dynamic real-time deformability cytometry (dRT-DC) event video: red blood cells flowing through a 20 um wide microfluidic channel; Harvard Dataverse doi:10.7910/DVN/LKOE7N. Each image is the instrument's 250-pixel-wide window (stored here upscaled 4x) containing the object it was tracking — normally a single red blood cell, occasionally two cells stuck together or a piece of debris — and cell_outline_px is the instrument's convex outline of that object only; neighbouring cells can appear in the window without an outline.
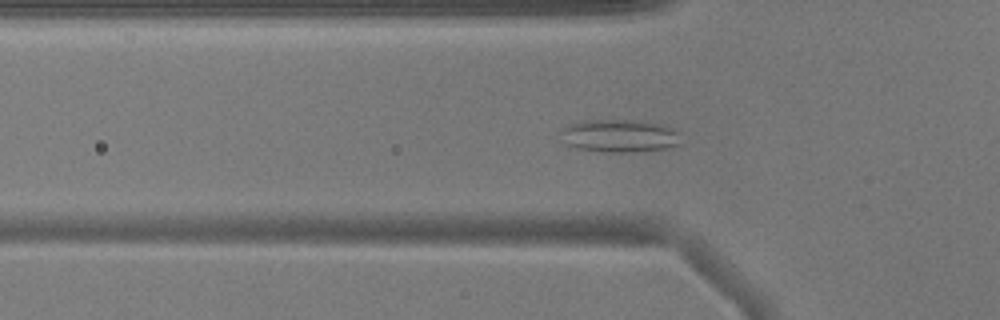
{"species": "common noctule bat (a hibernating species)", "species_latin": "Nyctalus noctula", "temperature_condition": "warm", "stored_images_in_passage": 53, "segment_of_instrument_passage": [1, 2], "camera_frame_rate_fps": 3000, "um_per_image_px": 0.085, "animal": {"sex": "male", "body_mass_g": 17.9}, "frame": {"image": 1, "passage_image": 17, "time_ms": 5.333, "image_size_px": [1000, 320], "cell_outline_px": [[684, 144], [668, 148], [632, 152], [608, 152], [580, 148], [564, 144], [556, 132], [560, 128], [568, 124], [584, 120], [644, 120], [664, 124], [680, 132]], "centroid_in_image_um": [52.68, 11.53], "position_along_channel_um": 73.1, "area_um2": 23.87}}
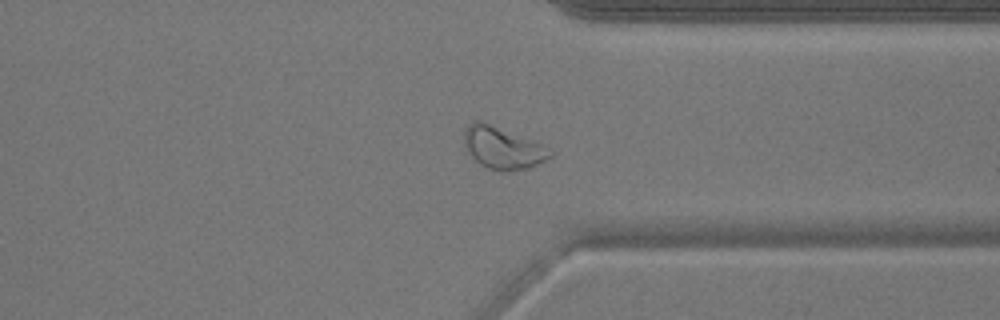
{"frame": {"image": 2, "passage_image": 40, "time_ms": 13.0, "image_size_px": [1000, 320], "cell_outline_px": [[552, 156], [528, 168], [504, 172], [488, 168], [480, 164], [472, 156], [464, 144], [464, 128], [468, 124], [476, 120], [488, 124], [540, 144], [552, 152]], "centroid_in_image_um": [42.68, 12.59], "position_along_channel_um": 368.7, "area_um2": 20.29}}
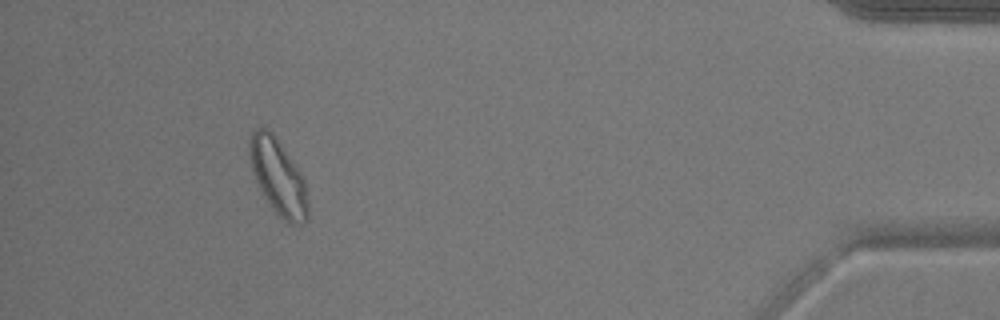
{"frame": {"image": 3, "passage_image": 48, "time_ms": 15.667, "image_size_px": [1000, 320], "cell_outline_px": [[308, 220], [300, 224], [288, 224], [272, 208], [264, 196], [256, 180], [252, 168], [248, 152], [248, 144], [252, 132], [256, 128], [268, 128], [276, 136], [300, 172], [304, 180], [308, 196]], "centroid_in_image_um": [23.65, 15.03], "position_along_channel_um": 411.5, "area_um2": 25.72}}